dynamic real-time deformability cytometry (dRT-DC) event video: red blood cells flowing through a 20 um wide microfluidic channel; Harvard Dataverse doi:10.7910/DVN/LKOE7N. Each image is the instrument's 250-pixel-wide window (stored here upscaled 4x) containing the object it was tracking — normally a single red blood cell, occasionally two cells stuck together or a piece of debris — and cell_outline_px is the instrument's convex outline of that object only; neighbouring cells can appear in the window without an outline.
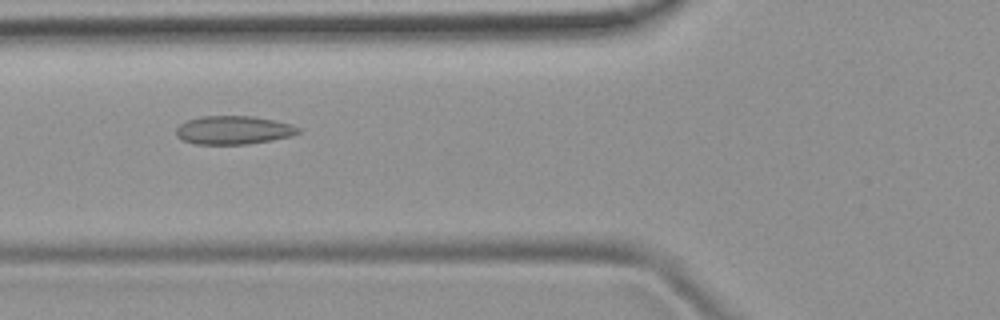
{"species": "common noctule bat (a hibernating species)", "species_latin": "Nyctalus noctula", "temperature_condition": "room temperature", "stored_images_in_passage": 50, "camera_frame_rate_fps": 3000, "um_per_image_px": 0.085, "animal": {"sex": "female", "body_mass_g": 19.9}, "frame": {"image": 1, "passage_image": 19, "time_ms": 6.0, "image_size_px": [1000, 320], "cell_outline_px": [[300, 132], [292, 136], [272, 140], [244, 144], [196, 144], [184, 140], [176, 136], [176, 128], [180, 124], [188, 120], [200, 116], [252, 116], [292, 124], [300, 128]], "centroid_in_image_um": [19.85, 11.05], "position_along_channel_um": 106.0, "area_um2": 20.17}}
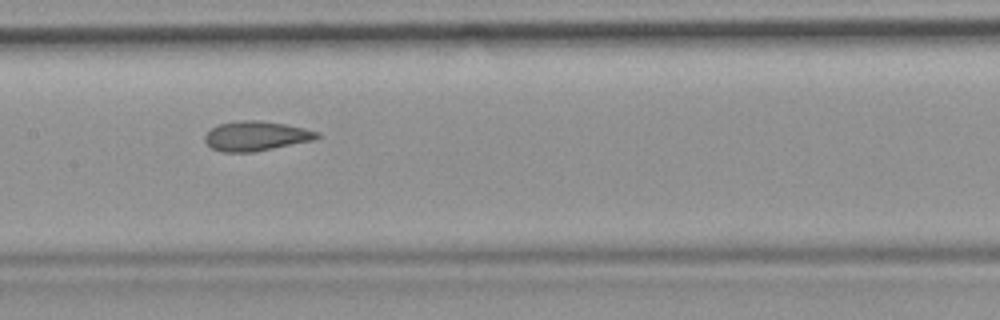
{"frame": {"image": 2, "passage_image": 25, "time_ms": 8.0, "image_size_px": [1000, 320], "cell_outline_px": [[320, 136], [312, 140], [252, 152], [224, 152], [212, 148], [204, 140], [204, 136], [212, 128], [220, 124], [236, 120], [260, 120], [284, 124], [304, 128], [320, 132]], "centroid_in_image_um": [21.74, 11.55], "position_along_channel_um": 185.7, "area_um2": 19.13}}
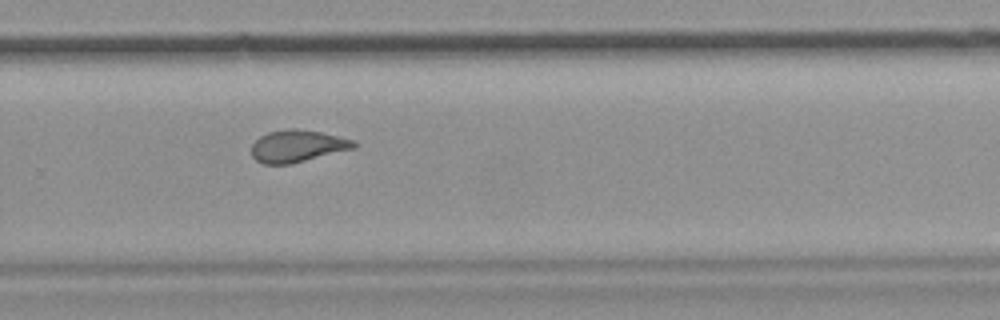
{"frame": {"image": 3, "passage_image": 34, "time_ms": 11.0, "image_size_px": [1000, 320], "cell_outline_px": [[360, 144], [356, 148], [292, 164], [264, 164], [256, 160], [252, 156], [252, 144], [260, 136], [268, 132], [288, 128], [296, 128], [320, 132], [356, 140]], "centroid_in_image_um": [25.33, 12.41], "position_along_channel_um": 304.5, "area_um2": 19.42}, "authors_computed_cell_mechanics": {"area_um2": 20.4034, "velocity_mm_per_s": 3.9834, "shape_relaxation_time_tau1_ms": null, "shape_relaxation_time_tau2_ms": 1.7826, "deformation_change_tau1": null, "deformation_change_tau2": 0.0865}}